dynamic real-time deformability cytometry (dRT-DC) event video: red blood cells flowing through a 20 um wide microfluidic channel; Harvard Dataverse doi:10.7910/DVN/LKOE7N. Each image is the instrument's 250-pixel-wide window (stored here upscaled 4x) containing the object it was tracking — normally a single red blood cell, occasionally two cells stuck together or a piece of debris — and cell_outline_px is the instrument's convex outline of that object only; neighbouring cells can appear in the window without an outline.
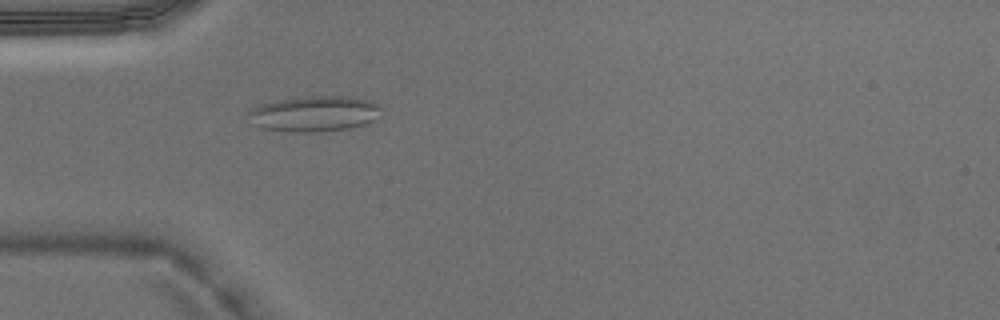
{"species": "Egyptian fruit bat (a non-hibernating species)", "species_latin": "Rousettus aegyptiacus", "temperature_condition": "warm", "stored_images_in_passage": 3, "camera_frame_rate_fps": 3000, "um_per_image_px": 0.085, "animal": {"sex": "male"}, "frame": {"image": 1, "passage_image": 3, "time_ms": 0.667, "image_size_px": [1000, 320], "cell_outline_px": [[380, 116], [364, 124], [348, 128], [312, 132], [284, 132], [260, 128], [252, 124], [248, 112], [252, 108], [260, 104], [280, 100], [304, 96], [356, 96], [372, 100], [380, 104]], "centroid_in_image_um": [26.73, 9.66], "position_along_channel_um": 58.3, "area_um2": 27.86}}